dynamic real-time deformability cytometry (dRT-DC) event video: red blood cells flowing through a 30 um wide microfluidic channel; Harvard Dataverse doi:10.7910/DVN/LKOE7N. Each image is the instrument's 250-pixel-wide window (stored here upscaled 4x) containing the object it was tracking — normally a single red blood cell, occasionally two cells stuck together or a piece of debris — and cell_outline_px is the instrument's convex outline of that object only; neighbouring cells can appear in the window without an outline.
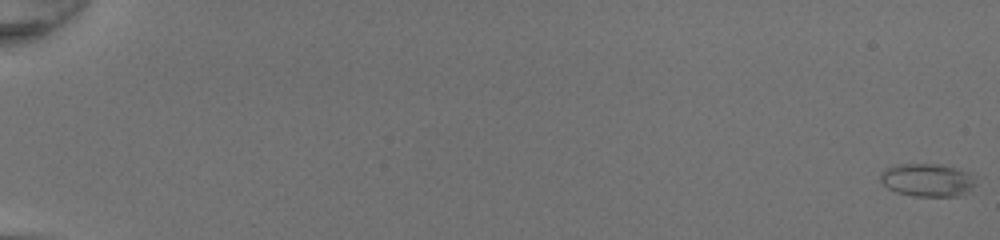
{"species": "common noctule bat (a hibernating species)", "species_latin": "Nyctalus noctula", "temperature_condition": "room temperature", "stored_images_in_passage": 52, "camera_frame_rate_fps": 3000, "um_per_image_px": 0.085, "animal": {"sex": "female", "body_mass_g": 20.0, "forearm_length_mm": 54.0}, "frame": {"image": 1, "passage_image": 1, "time_ms": 0.0, "image_size_px": [1000, 240], "cell_outline_px": [[976, 184], [964, 192], [956, 196], [912, 196], [896, 192], [888, 188], [880, 180], [880, 172], [884, 168], [896, 164], [940, 164], [956, 168], [968, 172], [976, 176]], "centroid_in_image_um": [78.8, 15.29], "position_along_channel_um": 6.2, "area_um2": 18.44}}
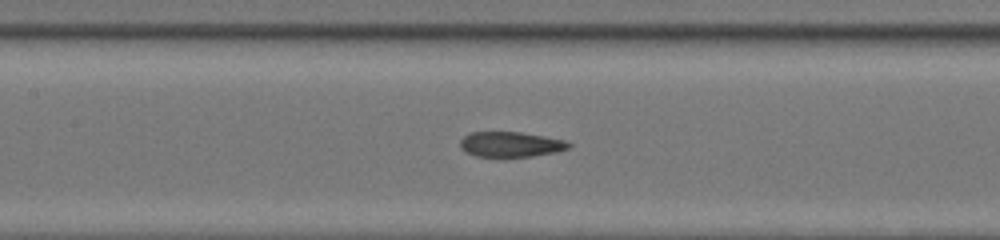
{"frame": {"image": 2, "passage_image": 28, "time_ms": 9.0, "image_size_px": [1000, 240], "cell_outline_px": [[572, 144], [568, 148], [556, 152], [532, 156], [476, 156], [464, 152], [460, 148], [460, 140], [464, 136], [472, 132], [520, 132], [544, 136], [564, 140]], "centroid_in_image_um": [43.38, 12.26], "position_along_channel_um": 164.0, "area_um2": 15.84}}
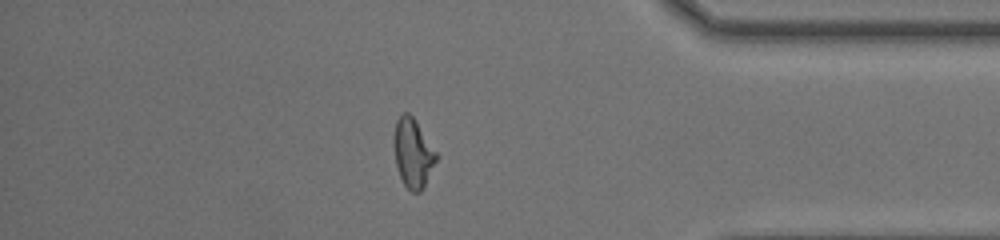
{"frame": {"image": 3, "passage_image": 46, "time_ms": 15.0, "image_size_px": [1000, 240], "cell_outline_px": [[440, 156], [424, 188], [420, 192], [412, 192], [404, 184], [400, 176], [396, 164], [392, 144], [396, 120], [404, 112], [408, 112], [416, 120]], "centroid_in_image_um": [35.13, 13.01], "position_along_channel_um": 400.1, "area_um2": 17.51}, "authors_computed_cell_mechanics": {"area_um2": 17.4267, "velocity_mm_per_s": 4.2909, "shape_relaxation_time_tau1_ms": null, "shape_relaxation_time_tau2_ms": 1.2305, "deformation_change_tau1": null, "deformation_change_tau2": 0.0828}}